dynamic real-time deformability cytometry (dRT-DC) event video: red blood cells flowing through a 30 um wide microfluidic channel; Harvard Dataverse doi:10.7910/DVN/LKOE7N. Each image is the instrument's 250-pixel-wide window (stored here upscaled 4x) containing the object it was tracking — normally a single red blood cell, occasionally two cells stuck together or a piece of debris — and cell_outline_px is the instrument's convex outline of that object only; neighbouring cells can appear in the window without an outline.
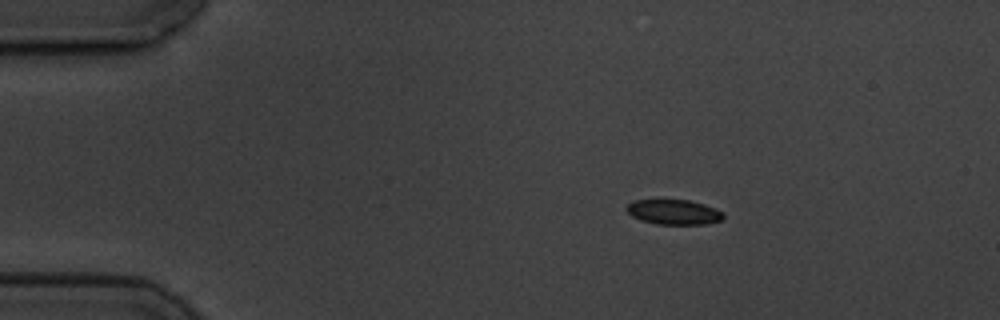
{"species": "common noctule bat (a hibernating species)", "species_latin": "Nyctalus noctula", "temperature_condition": "cold", "stored_images_in_passage": 5, "camera_frame_rate_fps": 3000, "um_per_image_px": 0.085, "animal": {"sex": "male", "body_mass_g": 19.5, "forearm_length_mm": 54.6}, "frame": {"image": 1, "passage_image": 3, "time_ms": 2.333, "image_size_px": [1000, 320], "cell_outline_px": [[724, 220], [708, 224], [656, 224], [640, 220], [632, 216], [624, 208], [632, 200], [688, 200], [704, 204], [716, 208], [724, 212]], "centroid_in_image_um": [57.3, 18.03], "position_along_channel_um": 27.7, "area_um2": 14.28}}